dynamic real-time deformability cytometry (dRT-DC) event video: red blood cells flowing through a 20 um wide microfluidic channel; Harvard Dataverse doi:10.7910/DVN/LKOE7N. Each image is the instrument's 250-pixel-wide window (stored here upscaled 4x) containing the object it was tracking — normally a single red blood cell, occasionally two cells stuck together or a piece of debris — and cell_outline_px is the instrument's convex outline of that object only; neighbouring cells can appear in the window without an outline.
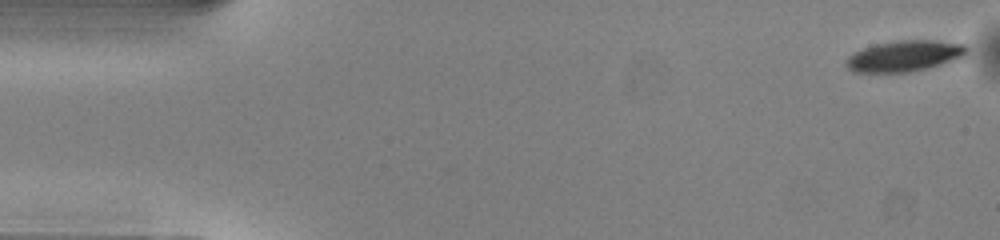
{"species": "common noctule bat (a hibernating species)", "species_latin": "Nyctalus noctula", "temperature_condition": "warm", "stored_images_in_passage": 51, "camera_frame_rate_fps": 3000, "um_per_image_px": 0.085, "animal": {"sex": "male", "body_mass_g": 13.0, "forearm_length_mm": 53.1}, "frame": {"image": 1, "passage_image": 1, "time_ms": 0.0, "image_size_px": [1000, 240], "cell_outline_px": [[968, 52], [960, 60], [928, 68], [908, 72], [852, 72], [844, 64], [848, 56], [852, 52], [876, 44], [900, 40], [928, 40], [964, 44], [968, 48]], "centroid_in_image_um": [76.9, 4.77], "position_along_channel_um": 8.1, "area_um2": 21.96}}
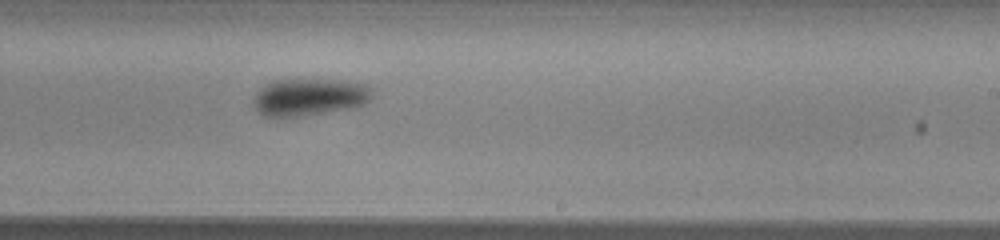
{"frame": {"image": 2, "passage_image": 30, "time_ms": 9.667, "image_size_px": [1000, 240], "cell_outline_px": [[372, 96], [364, 104], [356, 108], [300, 116], [264, 116], [252, 104], [260, 88], [264, 84], [272, 80], [340, 80], [368, 84], [372, 92]], "centroid_in_image_um": [26.33, 8.25], "position_along_channel_um": 262.7, "area_um2": 25.72}}
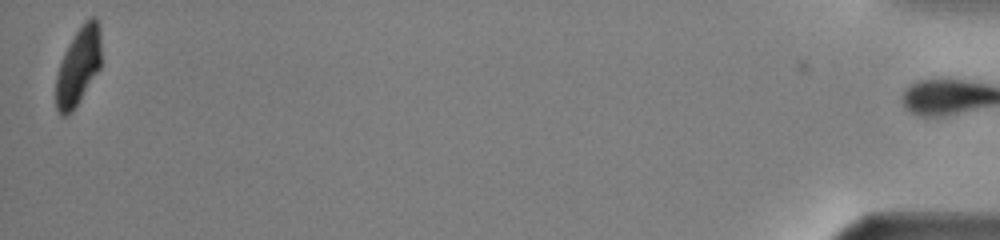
{"frame": {"image": 3, "passage_image": 50, "time_ms": 16.333, "image_size_px": [1000, 240], "cell_outline_px": [[100, 68], [72, 112], [68, 116], [60, 116], [56, 108], [56, 76], [64, 52], [68, 44], [84, 20], [92, 16], [96, 16], [100, 28]], "centroid_in_image_um": [6.65, 5.63], "position_along_channel_um": 428.6, "area_um2": 20.52}, "authors_computed_cell_mechanics": {"area_um2": 24.3916, "velocity_mm_per_s": 4.0262, "shape_relaxation_time_tau1_ms": 2.2376, "shape_relaxation_time_tau2_ms": 8.0578, "deformation_change_tau1": 0.1166, "deformation_change_tau2": 0.1185}}